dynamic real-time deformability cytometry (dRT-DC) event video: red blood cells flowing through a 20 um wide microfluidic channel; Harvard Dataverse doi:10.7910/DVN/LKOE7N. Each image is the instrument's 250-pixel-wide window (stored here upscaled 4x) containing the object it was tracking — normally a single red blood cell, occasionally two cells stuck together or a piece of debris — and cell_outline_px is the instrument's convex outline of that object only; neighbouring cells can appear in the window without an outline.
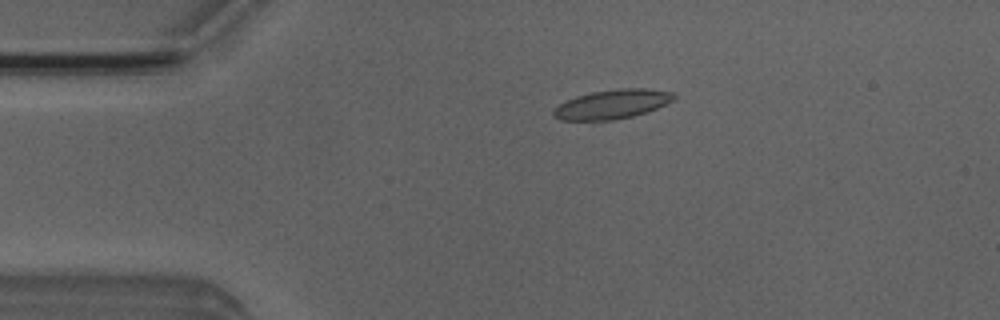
{"species": "Egyptian fruit bat (a non-hibernating species)", "species_latin": "Rousettus aegyptiacus", "temperature_condition": "room temperature", "stored_images_in_passage": 5, "camera_frame_rate_fps": 3000, "um_per_image_px": 0.085, "animal": {"sex": "male"}, "frame": {"image": 1, "passage_image": 5, "time_ms": 5.667, "image_size_px": [1000, 320], "cell_outline_px": [[676, 96], [672, 100], [656, 108], [632, 116], [612, 120], [560, 120], [552, 116], [552, 112], [564, 100], [576, 96], [592, 92], [620, 88], [644, 88], [676, 92]], "centroid_in_image_um": [52.01, 8.85], "position_along_channel_um": 33.0, "area_um2": 20.4}}